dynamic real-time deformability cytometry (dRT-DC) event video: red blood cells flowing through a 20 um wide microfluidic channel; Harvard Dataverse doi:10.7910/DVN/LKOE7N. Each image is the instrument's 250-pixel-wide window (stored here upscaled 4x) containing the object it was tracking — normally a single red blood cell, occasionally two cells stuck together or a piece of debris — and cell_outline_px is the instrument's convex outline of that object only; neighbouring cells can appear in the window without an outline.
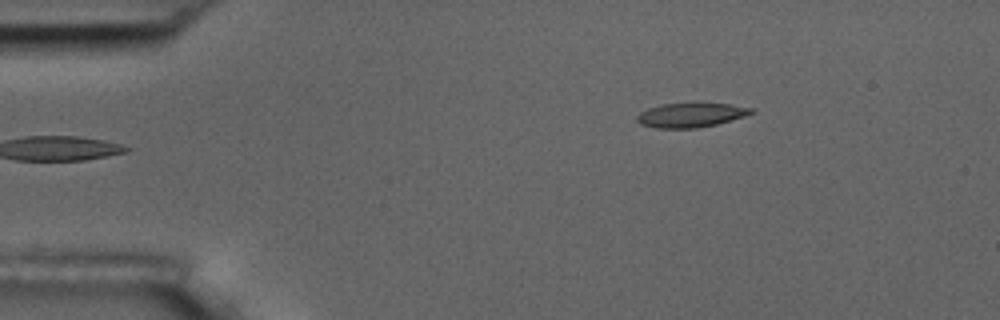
{"species": "common noctule bat (a hibernating species)", "species_latin": "Nyctalus noctula", "temperature_condition": "room temperature", "stored_images_in_passage": 5, "camera_frame_rate_fps": 3000, "um_per_image_px": 0.085, "animal": {"sex": "male", "body_mass_g": 17.5, "forearm_length_mm": 52.3}, "frame": {"image": 1, "passage_image": 5, "time_ms": 5.333, "image_size_px": [1000, 320], "cell_outline_px": [[756, 112], [744, 116], [716, 124], [696, 128], [656, 128], [640, 124], [636, 120], [636, 116], [640, 112], [648, 108], [660, 104], [692, 100], [696, 100], [732, 104], [756, 108]], "centroid_in_image_um": [58.75, 9.71], "position_along_channel_um": 26.2, "area_um2": 17.22}}